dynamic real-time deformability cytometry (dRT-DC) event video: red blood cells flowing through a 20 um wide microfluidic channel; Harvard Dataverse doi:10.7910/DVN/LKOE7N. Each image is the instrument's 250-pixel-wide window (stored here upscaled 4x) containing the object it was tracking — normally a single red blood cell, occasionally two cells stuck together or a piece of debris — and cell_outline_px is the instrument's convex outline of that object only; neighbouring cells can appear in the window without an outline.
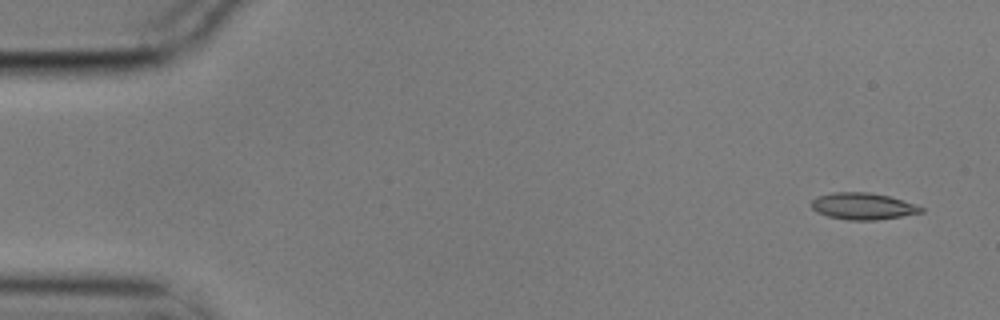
{"species": "common noctule bat (a hibernating species)", "species_latin": "Nyctalus noctula", "temperature_condition": "cold", "stored_images_in_passage": 4, "camera_frame_rate_fps": 3000, "um_per_image_px": 0.085, "animal": {"sex": "male", "body_mass_g": 17.9}, "frame": {"image": 1, "passage_image": 1, "time_ms": 0.0, "image_size_px": [1000, 320], "cell_outline_px": [[924, 212], [876, 220], [848, 220], [828, 216], [816, 212], [812, 208], [812, 200], [816, 196], [832, 192], [868, 192], [888, 196], [916, 204], [924, 208]], "centroid_in_image_um": [73.33, 17.52], "position_along_channel_um": 11.7, "area_um2": 17.05}}
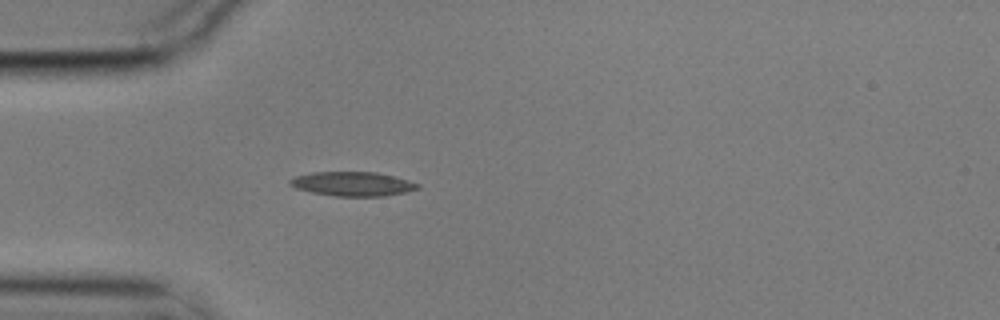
{"frame": {"image": 2, "passage_image": 4, "time_ms": 1.0, "image_size_px": [1000, 320], "cell_outline_px": [[420, 188], [404, 192], [384, 196], [336, 196], [312, 192], [296, 188], [288, 184], [288, 180], [296, 176], [312, 172], [376, 172], [392, 176], [420, 184]], "centroid_in_image_um": [29.94, 15.63], "position_along_channel_um": 55.1, "area_um2": 17.86}}